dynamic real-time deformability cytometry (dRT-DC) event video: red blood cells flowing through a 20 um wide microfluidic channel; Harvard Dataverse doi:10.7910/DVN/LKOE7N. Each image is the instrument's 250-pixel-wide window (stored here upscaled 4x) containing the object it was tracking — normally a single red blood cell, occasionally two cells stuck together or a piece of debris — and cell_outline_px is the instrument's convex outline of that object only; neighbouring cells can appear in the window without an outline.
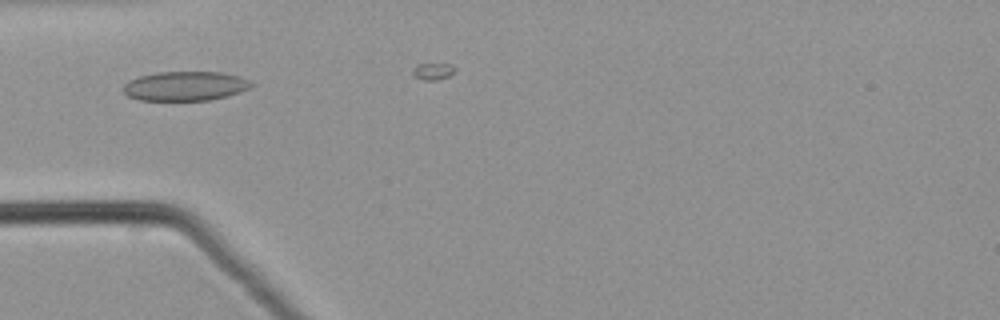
{"species": "common noctule bat (a hibernating species)", "species_latin": "Nyctalus noctula", "temperature_condition": "warm", "stored_images_in_passage": 13, "camera_frame_rate_fps": 3000, "um_per_image_px": 0.085, "animal": {"sex": "male", "body_mass_g": 21.5, "forearm_length_mm": 52.0}, "frame": {"image": 1, "passage_image": 11, "time_ms": 3.333, "image_size_px": [1000, 320], "cell_outline_px": [[256, 84], [240, 92], [208, 100], [140, 100], [128, 96], [124, 92], [124, 84], [128, 80], [140, 76], [156, 72], [224, 72], [240, 76]], "centroid_in_image_um": [15.75, 7.3], "position_along_channel_um": 69.3, "area_um2": 21.85}}